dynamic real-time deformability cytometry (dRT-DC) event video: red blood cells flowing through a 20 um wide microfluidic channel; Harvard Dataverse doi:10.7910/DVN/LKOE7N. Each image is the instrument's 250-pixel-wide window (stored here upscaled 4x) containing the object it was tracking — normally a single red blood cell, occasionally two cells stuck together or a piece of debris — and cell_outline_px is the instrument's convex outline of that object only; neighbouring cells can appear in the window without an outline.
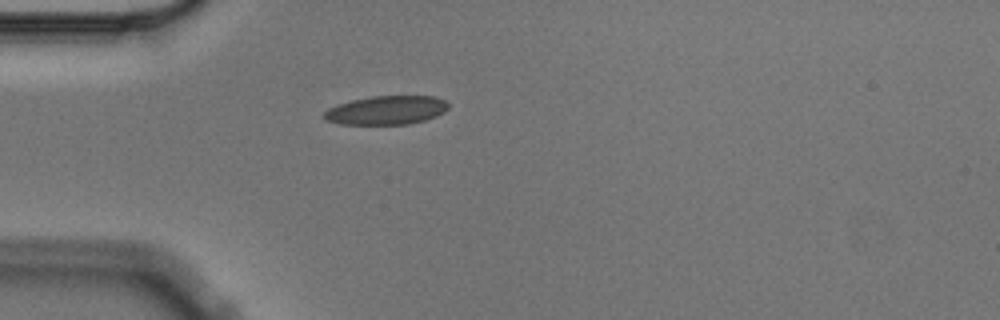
{"species": "Egyptian fruit bat (a non-hibernating species)", "species_latin": "Rousettus aegyptiacus", "temperature_condition": "cold", "stored_images_in_passage": 3, "camera_frame_rate_fps": 3000, "um_per_image_px": 0.085, "animal": {"sex": "male"}, "frame": {"image": 1, "passage_image": 3, "time_ms": 0.667, "image_size_px": [1000, 320], "cell_outline_px": [[448, 108], [444, 112], [436, 116], [424, 120], [408, 124], [340, 124], [328, 120], [324, 116], [324, 112], [328, 108], [352, 100], [372, 96], [436, 96], [444, 100], [448, 104]], "centroid_in_image_um": [32.87, 9.36], "position_along_channel_um": 52.1, "area_um2": 20.63}}